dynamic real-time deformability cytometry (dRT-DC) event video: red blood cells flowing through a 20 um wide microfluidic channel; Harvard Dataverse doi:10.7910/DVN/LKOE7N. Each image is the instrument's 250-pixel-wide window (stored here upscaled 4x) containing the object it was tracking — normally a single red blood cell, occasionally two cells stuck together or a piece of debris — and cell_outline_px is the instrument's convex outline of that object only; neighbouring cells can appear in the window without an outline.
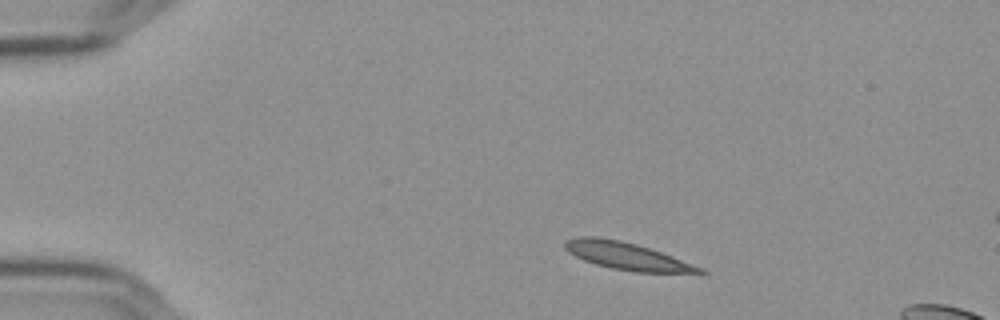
{"species": "Egyptian fruit bat (a non-hibernating species)", "species_latin": "Rousettus aegyptiacus", "temperature_condition": "cold", "stored_images_in_passage": 8, "camera_frame_rate_fps": 3000, "um_per_image_px": 0.085, "frame": {"image": 1, "passage_image": 1, "time_ms": 0.0, "image_size_px": [1000, 320], "cell_outline_px": [[708, 272], [704, 276], [636, 272], [612, 268], [596, 264], [584, 260], [568, 252], [564, 248], [564, 240], [576, 236], [596, 236], [620, 240], [636, 244], [672, 256], [704, 268]], "centroid_in_image_um": [53.43, 21.81], "position_along_channel_um": 31.6, "area_um2": 22.25}}